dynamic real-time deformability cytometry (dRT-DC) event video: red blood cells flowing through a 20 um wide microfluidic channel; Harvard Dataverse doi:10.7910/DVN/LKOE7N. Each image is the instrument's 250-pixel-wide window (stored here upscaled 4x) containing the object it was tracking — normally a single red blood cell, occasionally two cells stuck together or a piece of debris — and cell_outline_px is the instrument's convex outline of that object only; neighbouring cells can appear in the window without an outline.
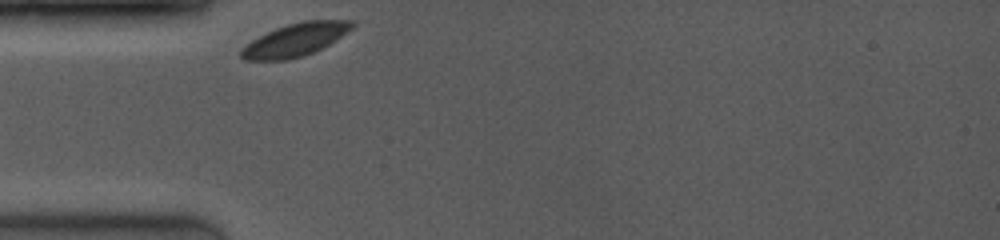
{"species": "common noctule bat (a hibernating species)", "species_latin": "Nyctalus noctula", "temperature_condition": "room temperature", "stored_images_in_passage": 37, "camera_frame_rate_fps": 4000, "um_per_image_px": 0.085, "animal": {"sex": "female", "body_mass_g": 19.0, "forearm_length_mm": 53.3}, "frame": {"image": 1, "passage_image": 1, "time_ms": 0.0, "image_size_px": [1000, 240], "cell_outline_px": [[356, 24], [352, 28], [328, 44], [312, 52], [288, 60], [244, 60], [240, 56], [240, 48], [252, 40], [276, 28], [300, 20], [352, 20]], "centroid_in_image_um": [25.06, 3.37], "position_along_channel_um": 59.9, "area_um2": 20.98}}
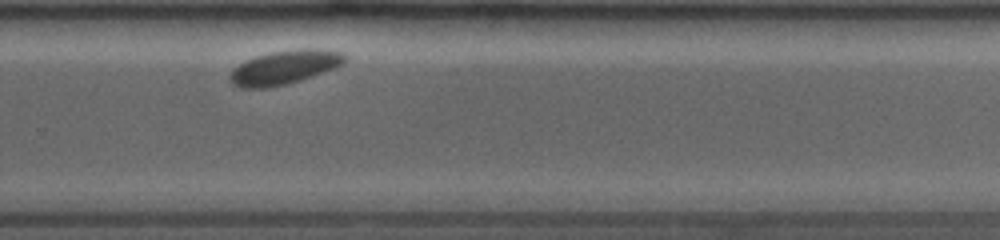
{"frame": {"image": 2, "passage_image": 27, "time_ms": 6.75, "image_size_px": [1000, 240], "cell_outline_px": [[348, 56], [340, 64], [332, 68], [284, 84], [264, 88], [244, 88], [236, 84], [232, 80], [232, 72], [240, 64], [256, 56], [272, 52], [344, 52]], "centroid_in_image_um": [24.11, 5.77], "position_along_channel_um": 305.7, "area_um2": 20.4}}
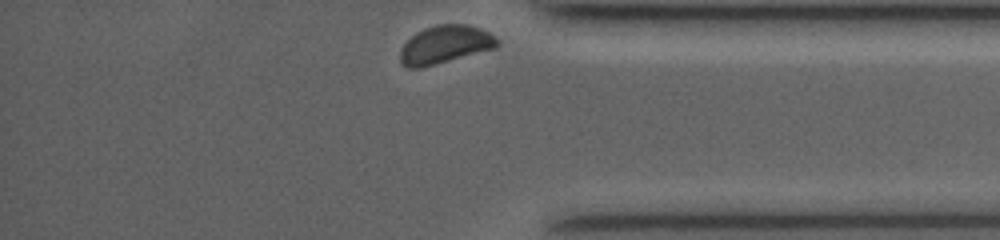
{"frame": {"image": 3, "passage_image": 37, "time_ms": 9.25, "image_size_px": [1000, 240], "cell_outline_px": [[500, 44], [496, 48], [420, 68], [408, 68], [400, 64], [400, 48], [416, 32], [436, 24], [468, 24], [480, 28], [496, 36], [500, 40]], "centroid_in_image_um": [37.85, 3.79], "position_along_channel_um": 397.4, "area_um2": 21.62}}